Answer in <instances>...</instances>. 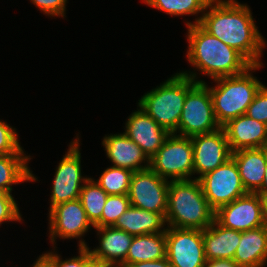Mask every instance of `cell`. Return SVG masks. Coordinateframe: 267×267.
Instances as JSON below:
<instances>
[{
  "label": "cell",
  "instance_id": "22",
  "mask_svg": "<svg viewBox=\"0 0 267 267\" xmlns=\"http://www.w3.org/2000/svg\"><path fill=\"white\" fill-rule=\"evenodd\" d=\"M166 219L160 213L130 206L116 221L113 227L124 230L133 236L166 232ZM164 227V228H163ZM163 228V229H162Z\"/></svg>",
  "mask_w": 267,
  "mask_h": 267
},
{
  "label": "cell",
  "instance_id": "29",
  "mask_svg": "<svg viewBox=\"0 0 267 267\" xmlns=\"http://www.w3.org/2000/svg\"><path fill=\"white\" fill-rule=\"evenodd\" d=\"M0 120V156L7 154H25L18 140L16 129Z\"/></svg>",
  "mask_w": 267,
  "mask_h": 267
},
{
  "label": "cell",
  "instance_id": "35",
  "mask_svg": "<svg viewBox=\"0 0 267 267\" xmlns=\"http://www.w3.org/2000/svg\"><path fill=\"white\" fill-rule=\"evenodd\" d=\"M32 267H54V251L40 255Z\"/></svg>",
  "mask_w": 267,
  "mask_h": 267
},
{
  "label": "cell",
  "instance_id": "24",
  "mask_svg": "<svg viewBox=\"0 0 267 267\" xmlns=\"http://www.w3.org/2000/svg\"><path fill=\"white\" fill-rule=\"evenodd\" d=\"M30 156L25 154H7L0 156V188L8 194L12 192V185L21 182L35 181L37 178L28 167Z\"/></svg>",
  "mask_w": 267,
  "mask_h": 267
},
{
  "label": "cell",
  "instance_id": "25",
  "mask_svg": "<svg viewBox=\"0 0 267 267\" xmlns=\"http://www.w3.org/2000/svg\"><path fill=\"white\" fill-rule=\"evenodd\" d=\"M108 194L90 178L81 188L79 199L86 212V216L94 226L102 216L103 207Z\"/></svg>",
  "mask_w": 267,
  "mask_h": 267
},
{
  "label": "cell",
  "instance_id": "37",
  "mask_svg": "<svg viewBox=\"0 0 267 267\" xmlns=\"http://www.w3.org/2000/svg\"><path fill=\"white\" fill-rule=\"evenodd\" d=\"M260 199H261L262 219L264 225L267 227V195H260Z\"/></svg>",
  "mask_w": 267,
  "mask_h": 267
},
{
  "label": "cell",
  "instance_id": "39",
  "mask_svg": "<svg viewBox=\"0 0 267 267\" xmlns=\"http://www.w3.org/2000/svg\"><path fill=\"white\" fill-rule=\"evenodd\" d=\"M91 267H117V266L94 263Z\"/></svg>",
  "mask_w": 267,
  "mask_h": 267
},
{
  "label": "cell",
  "instance_id": "33",
  "mask_svg": "<svg viewBox=\"0 0 267 267\" xmlns=\"http://www.w3.org/2000/svg\"><path fill=\"white\" fill-rule=\"evenodd\" d=\"M44 14L50 16H65L67 0H30Z\"/></svg>",
  "mask_w": 267,
  "mask_h": 267
},
{
  "label": "cell",
  "instance_id": "32",
  "mask_svg": "<svg viewBox=\"0 0 267 267\" xmlns=\"http://www.w3.org/2000/svg\"><path fill=\"white\" fill-rule=\"evenodd\" d=\"M21 213L17 202L14 200L12 194H6L0 199V225L2 222L21 221Z\"/></svg>",
  "mask_w": 267,
  "mask_h": 267
},
{
  "label": "cell",
  "instance_id": "3",
  "mask_svg": "<svg viewBox=\"0 0 267 267\" xmlns=\"http://www.w3.org/2000/svg\"><path fill=\"white\" fill-rule=\"evenodd\" d=\"M165 219L169 227L202 231L214 222L215 211L205 198L197 177L169 182Z\"/></svg>",
  "mask_w": 267,
  "mask_h": 267
},
{
  "label": "cell",
  "instance_id": "4",
  "mask_svg": "<svg viewBox=\"0 0 267 267\" xmlns=\"http://www.w3.org/2000/svg\"><path fill=\"white\" fill-rule=\"evenodd\" d=\"M262 66L252 65L241 74L215 79L217 86L209 87L214 115L220 127L246 113L263 85L251 72Z\"/></svg>",
  "mask_w": 267,
  "mask_h": 267
},
{
  "label": "cell",
  "instance_id": "11",
  "mask_svg": "<svg viewBox=\"0 0 267 267\" xmlns=\"http://www.w3.org/2000/svg\"><path fill=\"white\" fill-rule=\"evenodd\" d=\"M166 258L172 267H204L203 231L167 226Z\"/></svg>",
  "mask_w": 267,
  "mask_h": 267
},
{
  "label": "cell",
  "instance_id": "36",
  "mask_svg": "<svg viewBox=\"0 0 267 267\" xmlns=\"http://www.w3.org/2000/svg\"><path fill=\"white\" fill-rule=\"evenodd\" d=\"M204 267H240L233 259L206 260Z\"/></svg>",
  "mask_w": 267,
  "mask_h": 267
},
{
  "label": "cell",
  "instance_id": "8",
  "mask_svg": "<svg viewBox=\"0 0 267 267\" xmlns=\"http://www.w3.org/2000/svg\"><path fill=\"white\" fill-rule=\"evenodd\" d=\"M198 180L205 198L214 211L248 193L242 184L237 164L232 157Z\"/></svg>",
  "mask_w": 267,
  "mask_h": 267
},
{
  "label": "cell",
  "instance_id": "13",
  "mask_svg": "<svg viewBox=\"0 0 267 267\" xmlns=\"http://www.w3.org/2000/svg\"><path fill=\"white\" fill-rule=\"evenodd\" d=\"M215 220L225 228L239 232L264 226L261 199L257 193H247L215 211Z\"/></svg>",
  "mask_w": 267,
  "mask_h": 267
},
{
  "label": "cell",
  "instance_id": "23",
  "mask_svg": "<svg viewBox=\"0 0 267 267\" xmlns=\"http://www.w3.org/2000/svg\"><path fill=\"white\" fill-rule=\"evenodd\" d=\"M166 257V232L150 233L133 237L126 260L119 266Z\"/></svg>",
  "mask_w": 267,
  "mask_h": 267
},
{
  "label": "cell",
  "instance_id": "27",
  "mask_svg": "<svg viewBox=\"0 0 267 267\" xmlns=\"http://www.w3.org/2000/svg\"><path fill=\"white\" fill-rule=\"evenodd\" d=\"M150 7L169 15L183 16L204 13L211 0H143Z\"/></svg>",
  "mask_w": 267,
  "mask_h": 267
},
{
  "label": "cell",
  "instance_id": "18",
  "mask_svg": "<svg viewBox=\"0 0 267 267\" xmlns=\"http://www.w3.org/2000/svg\"><path fill=\"white\" fill-rule=\"evenodd\" d=\"M112 166L136 172L149 168L150 159L144 151L124 133L105 136L102 141ZM146 163V164H142Z\"/></svg>",
  "mask_w": 267,
  "mask_h": 267
},
{
  "label": "cell",
  "instance_id": "5",
  "mask_svg": "<svg viewBox=\"0 0 267 267\" xmlns=\"http://www.w3.org/2000/svg\"><path fill=\"white\" fill-rule=\"evenodd\" d=\"M187 93L188 76L175 73L159 87L145 93L139 100L138 106L172 134L178 129Z\"/></svg>",
  "mask_w": 267,
  "mask_h": 267
},
{
  "label": "cell",
  "instance_id": "28",
  "mask_svg": "<svg viewBox=\"0 0 267 267\" xmlns=\"http://www.w3.org/2000/svg\"><path fill=\"white\" fill-rule=\"evenodd\" d=\"M130 206L128 195H108L101 219L93 227L113 226Z\"/></svg>",
  "mask_w": 267,
  "mask_h": 267
},
{
  "label": "cell",
  "instance_id": "31",
  "mask_svg": "<svg viewBox=\"0 0 267 267\" xmlns=\"http://www.w3.org/2000/svg\"><path fill=\"white\" fill-rule=\"evenodd\" d=\"M79 256L62 261L60 255L54 251V267H91L95 261L93 260L89 247H79Z\"/></svg>",
  "mask_w": 267,
  "mask_h": 267
},
{
  "label": "cell",
  "instance_id": "6",
  "mask_svg": "<svg viewBox=\"0 0 267 267\" xmlns=\"http://www.w3.org/2000/svg\"><path fill=\"white\" fill-rule=\"evenodd\" d=\"M188 76V93L179 119L178 129L173 133L192 137L218 130L220 125L214 115L212 96L207 83L197 80L195 72H180Z\"/></svg>",
  "mask_w": 267,
  "mask_h": 267
},
{
  "label": "cell",
  "instance_id": "38",
  "mask_svg": "<svg viewBox=\"0 0 267 267\" xmlns=\"http://www.w3.org/2000/svg\"><path fill=\"white\" fill-rule=\"evenodd\" d=\"M256 193L259 195H267V161H266L265 176H264L262 186Z\"/></svg>",
  "mask_w": 267,
  "mask_h": 267
},
{
  "label": "cell",
  "instance_id": "20",
  "mask_svg": "<svg viewBox=\"0 0 267 267\" xmlns=\"http://www.w3.org/2000/svg\"><path fill=\"white\" fill-rule=\"evenodd\" d=\"M233 260L240 267H264L267 264V227L241 232Z\"/></svg>",
  "mask_w": 267,
  "mask_h": 267
},
{
  "label": "cell",
  "instance_id": "40",
  "mask_svg": "<svg viewBox=\"0 0 267 267\" xmlns=\"http://www.w3.org/2000/svg\"><path fill=\"white\" fill-rule=\"evenodd\" d=\"M6 194L7 192L4 189L0 188V199H2Z\"/></svg>",
  "mask_w": 267,
  "mask_h": 267
},
{
  "label": "cell",
  "instance_id": "19",
  "mask_svg": "<svg viewBox=\"0 0 267 267\" xmlns=\"http://www.w3.org/2000/svg\"><path fill=\"white\" fill-rule=\"evenodd\" d=\"M231 157L237 164L245 190L256 193L265 176L267 147L237 150L232 152Z\"/></svg>",
  "mask_w": 267,
  "mask_h": 267
},
{
  "label": "cell",
  "instance_id": "7",
  "mask_svg": "<svg viewBox=\"0 0 267 267\" xmlns=\"http://www.w3.org/2000/svg\"><path fill=\"white\" fill-rule=\"evenodd\" d=\"M149 168L164 179L188 180L194 175L193 144L190 137L170 134L150 159Z\"/></svg>",
  "mask_w": 267,
  "mask_h": 267
},
{
  "label": "cell",
  "instance_id": "26",
  "mask_svg": "<svg viewBox=\"0 0 267 267\" xmlns=\"http://www.w3.org/2000/svg\"><path fill=\"white\" fill-rule=\"evenodd\" d=\"M133 171L111 166L94 180L108 195H128Z\"/></svg>",
  "mask_w": 267,
  "mask_h": 267
},
{
  "label": "cell",
  "instance_id": "1",
  "mask_svg": "<svg viewBox=\"0 0 267 267\" xmlns=\"http://www.w3.org/2000/svg\"><path fill=\"white\" fill-rule=\"evenodd\" d=\"M208 9H210L208 11ZM195 19L205 31L240 52L252 65H261L265 39L257 29L250 8L236 0H211Z\"/></svg>",
  "mask_w": 267,
  "mask_h": 267
},
{
  "label": "cell",
  "instance_id": "12",
  "mask_svg": "<svg viewBox=\"0 0 267 267\" xmlns=\"http://www.w3.org/2000/svg\"><path fill=\"white\" fill-rule=\"evenodd\" d=\"M49 210V238L53 245L56 237L79 238L78 247H87L85 240H81L80 237L84 236L93 225L88 220L79 198L58 204Z\"/></svg>",
  "mask_w": 267,
  "mask_h": 267
},
{
  "label": "cell",
  "instance_id": "21",
  "mask_svg": "<svg viewBox=\"0 0 267 267\" xmlns=\"http://www.w3.org/2000/svg\"><path fill=\"white\" fill-rule=\"evenodd\" d=\"M241 239V232L228 229L216 220L203 230L206 260L233 259Z\"/></svg>",
  "mask_w": 267,
  "mask_h": 267
},
{
  "label": "cell",
  "instance_id": "10",
  "mask_svg": "<svg viewBox=\"0 0 267 267\" xmlns=\"http://www.w3.org/2000/svg\"><path fill=\"white\" fill-rule=\"evenodd\" d=\"M169 182L150 168L133 172L128 192L131 205L142 210L160 213L165 217Z\"/></svg>",
  "mask_w": 267,
  "mask_h": 267
},
{
  "label": "cell",
  "instance_id": "9",
  "mask_svg": "<svg viewBox=\"0 0 267 267\" xmlns=\"http://www.w3.org/2000/svg\"><path fill=\"white\" fill-rule=\"evenodd\" d=\"M70 142L67 153L63 156L53 179L50 195V209L58 204L78 199L81 188L90 178L82 176L79 137Z\"/></svg>",
  "mask_w": 267,
  "mask_h": 267
},
{
  "label": "cell",
  "instance_id": "14",
  "mask_svg": "<svg viewBox=\"0 0 267 267\" xmlns=\"http://www.w3.org/2000/svg\"><path fill=\"white\" fill-rule=\"evenodd\" d=\"M190 138L193 144L194 174L200 175L197 179L231 158L232 152L222 127Z\"/></svg>",
  "mask_w": 267,
  "mask_h": 267
},
{
  "label": "cell",
  "instance_id": "30",
  "mask_svg": "<svg viewBox=\"0 0 267 267\" xmlns=\"http://www.w3.org/2000/svg\"><path fill=\"white\" fill-rule=\"evenodd\" d=\"M245 114L267 125V87L264 84L255 95Z\"/></svg>",
  "mask_w": 267,
  "mask_h": 267
},
{
  "label": "cell",
  "instance_id": "2",
  "mask_svg": "<svg viewBox=\"0 0 267 267\" xmlns=\"http://www.w3.org/2000/svg\"><path fill=\"white\" fill-rule=\"evenodd\" d=\"M188 61L215 80L245 72L252 64L237 50L205 31L199 24L187 26Z\"/></svg>",
  "mask_w": 267,
  "mask_h": 267
},
{
  "label": "cell",
  "instance_id": "34",
  "mask_svg": "<svg viewBox=\"0 0 267 267\" xmlns=\"http://www.w3.org/2000/svg\"><path fill=\"white\" fill-rule=\"evenodd\" d=\"M125 267H172L169 260L164 257L154 261H143L138 263L127 264Z\"/></svg>",
  "mask_w": 267,
  "mask_h": 267
},
{
  "label": "cell",
  "instance_id": "15",
  "mask_svg": "<svg viewBox=\"0 0 267 267\" xmlns=\"http://www.w3.org/2000/svg\"><path fill=\"white\" fill-rule=\"evenodd\" d=\"M125 128L124 134L135 142L149 159L156 154L170 135L140 107L131 113Z\"/></svg>",
  "mask_w": 267,
  "mask_h": 267
},
{
  "label": "cell",
  "instance_id": "17",
  "mask_svg": "<svg viewBox=\"0 0 267 267\" xmlns=\"http://www.w3.org/2000/svg\"><path fill=\"white\" fill-rule=\"evenodd\" d=\"M99 235V247L89 251L95 263L119 267L125 260L133 235L113 226L94 227Z\"/></svg>",
  "mask_w": 267,
  "mask_h": 267
},
{
  "label": "cell",
  "instance_id": "16",
  "mask_svg": "<svg viewBox=\"0 0 267 267\" xmlns=\"http://www.w3.org/2000/svg\"><path fill=\"white\" fill-rule=\"evenodd\" d=\"M222 128L231 152L267 147V125L246 114L229 120Z\"/></svg>",
  "mask_w": 267,
  "mask_h": 267
}]
</instances>
